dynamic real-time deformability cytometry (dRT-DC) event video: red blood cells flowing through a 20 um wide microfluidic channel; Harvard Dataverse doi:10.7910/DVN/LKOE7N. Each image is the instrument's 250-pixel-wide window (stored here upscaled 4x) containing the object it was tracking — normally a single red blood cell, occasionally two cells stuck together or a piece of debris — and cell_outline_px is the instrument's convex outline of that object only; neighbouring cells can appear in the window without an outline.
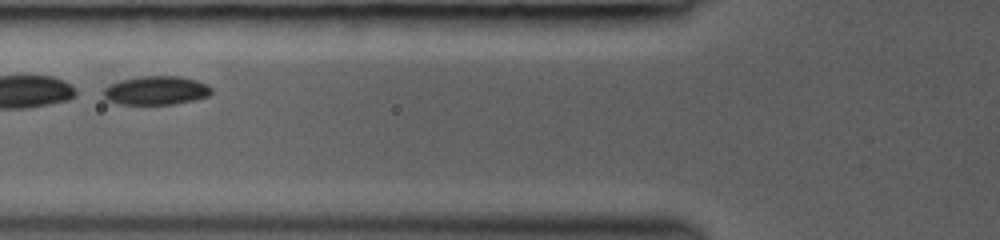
{"species": "common noctule bat (a hibernating species)", "species_latin": "Nyctalus noctula", "temperature_condition": "room temperature", "stored_images_in_passage": 7, "camera_frame_rate_fps": 3000, "um_per_image_px": 0.085, "animal": {"sex": "female", "body_mass_g": 19.0, "forearm_length_mm": 53.3}, "frame": {"image": 1, "passage_image": 5, "time_ms": 1.333, "image_size_px": [1000, 240], "cell_outline_px": [[212, 92], [208, 96], [192, 100], [172, 104], [120, 104], [108, 100], [100, 92], [108, 84], [120, 80], [140, 76], [180, 76], [196, 80], [208, 84], [212, 88]], "centroid_in_image_um": [13.24, 7.68], "position_along_channel_um": 112.6, "area_um2": 18.21}}